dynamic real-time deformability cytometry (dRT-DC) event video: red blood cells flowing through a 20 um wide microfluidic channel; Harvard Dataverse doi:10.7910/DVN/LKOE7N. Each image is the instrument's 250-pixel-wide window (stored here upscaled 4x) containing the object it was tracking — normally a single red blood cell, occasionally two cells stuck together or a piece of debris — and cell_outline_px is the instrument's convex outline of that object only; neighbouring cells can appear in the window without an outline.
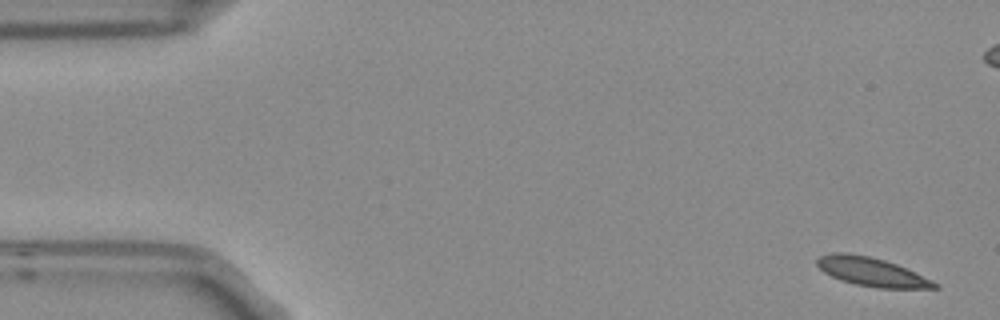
{"species": "Egyptian fruit bat (a non-hibernating species)", "species_latin": "Rousettus aegyptiacus", "temperature_condition": "room temperature", "stored_images_in_passage": 5, "camera_frame_rate_fps": 3000, "um_per_image_px": 0.085, "frame": {"image": 1, "passage_image": 1, "time_ms": 0.0, "image_size_px": [1000, 320], "cell_outline_px": [[940, 288], [876, 288], [856, 284], [840, 280], [824, 272], [816, 264], [816, 260], [820, 256], [832, 252], [844, 252], [868, 256], [884, 260], [896, 264], [932, 280], [940, 284]], "centroid_in_image_um": [74.08, 23.11], "position_along_channel_um": 10.9, "area_um2": 19.54}}